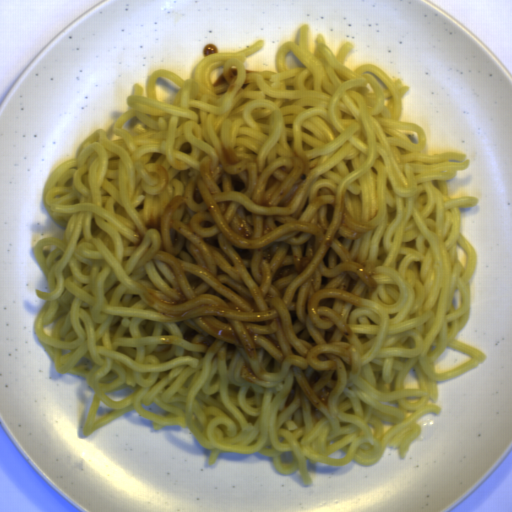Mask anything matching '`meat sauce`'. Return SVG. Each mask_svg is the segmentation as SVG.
<instances>
[{
	"label": "meat sauce",
	"instance_id": "obj_1",
	"mask_svg": "<svg viewBox=\"0 0 512 512\" xmlns=\"http://www.w3.org/2000/svg\"><path fill=\"white\" fill-rule=\"evenodd\" d=\"M381 221L353 213L325 187L306 152L276 164L222 147L202 160L156 163L131 249L169 281L138 288L140 305L170 318L172 346L207 363L241 359L245 383L286 369L295 388L280 406L323 412L355 373L352 318L369 301L379 260L348 243Z\"/></svg>",
	"mask_w": 512,
	"mask_h": 512
},
{
	"label": "meat sauce",
	"instance_id": "obj_2",
	"mask_svg": "<svg viewBox=\"0 0 512 512\" xmlns=\"http://www.w3.org/2000/svg\"><path fill=\"white\" fill-rule=\"evenodd\" d=\"M240 79V70L237 68H230L224 71L223 74L219 75L218 78L213 82V87L218 85H227V91L230 93L236 91V85Z\"/></svg>",
	"mask_w": 512,
	"mask_h": 512
},
{
	"label": "meat sauce",
	"instance_id": "obj_3",
	"mask_svg": "<svg viewBox=\"0 0 512 512\" xmlns=\"http://www.w3.org/2000/svg\"><path fill=\"white\" fill-rule=\"evenodd\" d=\"M203 53L206 56L212 54V53H219V49L215 44L207 43L203 46Z\"/></svg>",
	"mask_w": 512,
	"mask_h": 512
}]
</instances>
